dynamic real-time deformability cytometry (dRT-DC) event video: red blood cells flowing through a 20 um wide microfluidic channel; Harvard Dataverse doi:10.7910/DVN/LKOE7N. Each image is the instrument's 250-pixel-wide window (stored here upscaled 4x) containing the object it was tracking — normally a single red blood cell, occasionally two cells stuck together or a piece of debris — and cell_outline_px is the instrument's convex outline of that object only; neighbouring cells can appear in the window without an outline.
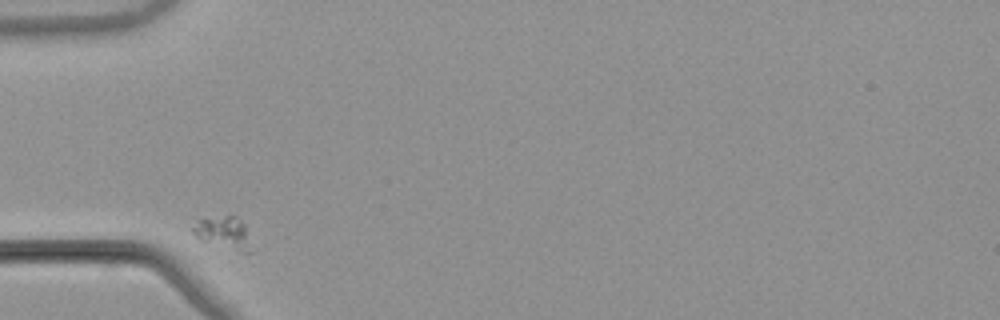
{"species": "common noctule bat (a hibernating species)", "species_latin": "Nyctalus noctula", "temperature_condition": "warm", "stored_images_in_passage": 31, "camera_frame_rate_fps": 3000, "um_per_image_px": 0.085, "animal": {"sex": "male", "body_mass_g": 21.5, "forearm_length_mm": 52.0}, "frame": {"image": 1, "passage_image": 1, "time_ms": 0.0, "image_size_px": [1000, 320], "cell_outline_px": [[252, 252], [240, 252], [204, 240], [196, 236], [192, 232], [192, 228], [200, 220], [224, 216], [236, 216], [244, 224]], "centroid_in_image_um": [19.04, 19.79], "position_along_channel_um": 66.0, "area_um2": 10.4}}
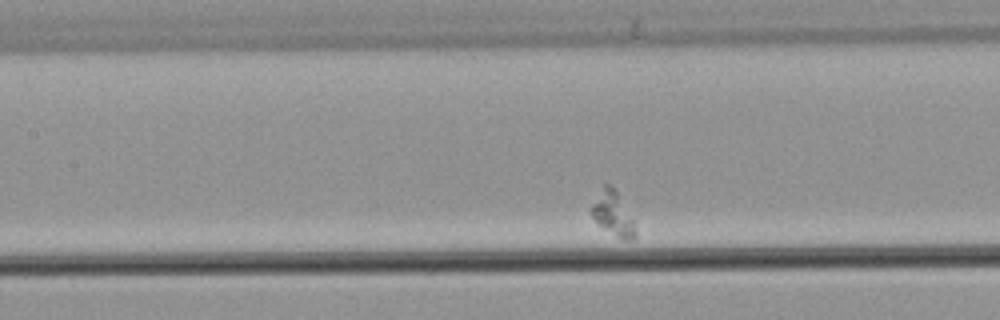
{"frame": {"image": 2, "passage_image": 10, "time_ms": 3.0, "image_size_px": [1000, 320], "cell_outline_px": [[636, 236], [632, 240], [624, 240], [600, 224], [592, 216], [588, 208], [604, 184], [608, 184], [616, 192], [632, 220], [636, 232]], "centroid_in_image_um": [52.06, 18.15], "position_along_channel_um": 155.3, "area_um2": 10.64}}
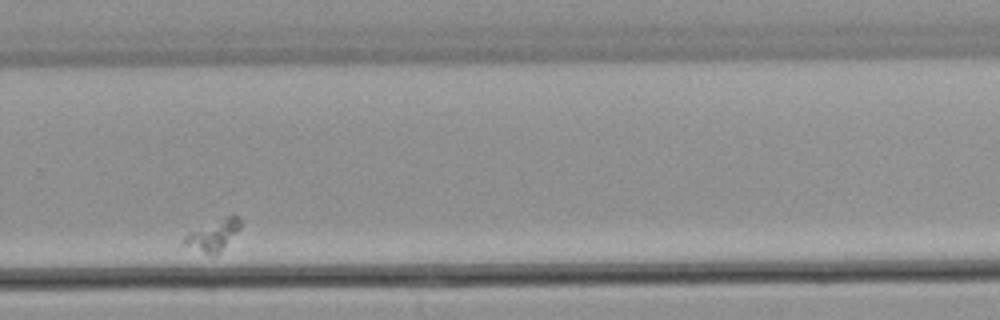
{"frame": {"image": 3, "passage_image": 25, "time_ms": 8.0, "image_size_px": [1000, 320], "cell_outline_px": [[240, 228], [220, 252], [216, 256], [208, 256], [180, 244], [184, 236], [188, 232], [228, 216], [236, 216], [240, 220]], "centroid_in_image_um": [18.04, 20.07], "position_along_channel_um": 311.8, "area_um2": 10.17}}